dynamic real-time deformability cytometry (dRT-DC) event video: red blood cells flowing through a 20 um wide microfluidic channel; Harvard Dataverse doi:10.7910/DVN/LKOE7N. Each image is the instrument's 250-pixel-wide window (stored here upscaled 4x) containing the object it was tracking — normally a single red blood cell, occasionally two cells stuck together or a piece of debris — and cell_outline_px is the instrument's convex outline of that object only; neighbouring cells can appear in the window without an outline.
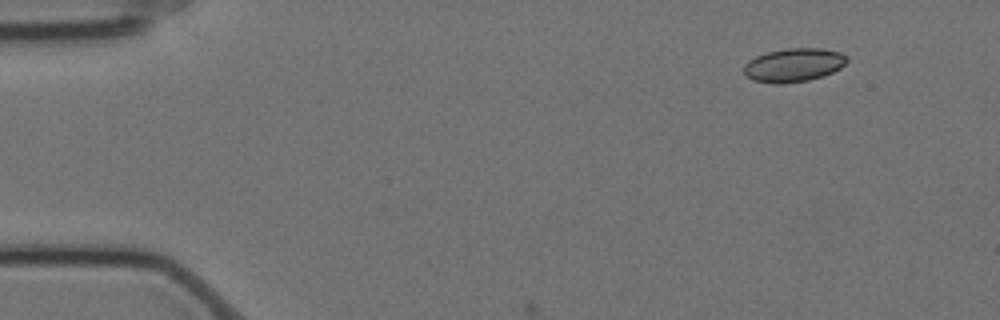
{"species": "Egyptian fruit bat (a non-hibernating species)", "species_latin": "Rousettus aegyptiacus", "temperature_condition": "cold", "stored_images_in_passage": 13, "camera_frame_rate_fps": 3000, "um_per_image_px": 0.085, "animal": {"sex": "female"}, "frame": {"image": 1, "passage_image": 1, "time_ms": 0.0, "image_size_px": [1000, 320], "cell_outline_px": [[848, 60], [840, 68], [824, 76], [808, 80], [780, 84], [776, 84], [752, 80], [744, 72], [744, 64], [748, 60], [756, 56], [768, 52], [788, 48], [824, 48], [840, 52], [848, 56]], "centroid_in_image_um": [67.48, 5.52], "position_along_channel_um": 17.5, "area_um2": 20.23}}
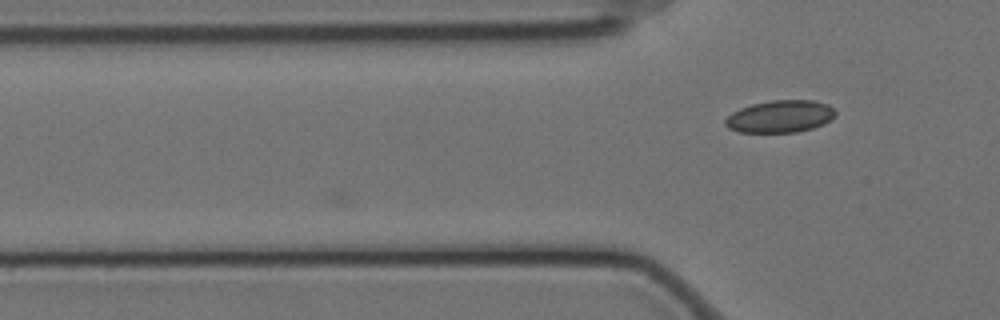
{"frame": {"image": 2, "passage_image": 13, "time_ms": 4.0, "image_size_px": [1000, 320], "cell_outline_px": [[836, 116], [832, 120], [824, 124], [812, 128], [796, 132], [740, 132], [728, 128], [724, 124], [724, 120], [732, 112], [740, 108], [752, 104], [772, 100], [816, 100], [828, 104], [836, 112]], "centroid_in_image_um": [66.33, 9.89], "position_along_channel_um": 59.5, "area_um2": 20.87}}